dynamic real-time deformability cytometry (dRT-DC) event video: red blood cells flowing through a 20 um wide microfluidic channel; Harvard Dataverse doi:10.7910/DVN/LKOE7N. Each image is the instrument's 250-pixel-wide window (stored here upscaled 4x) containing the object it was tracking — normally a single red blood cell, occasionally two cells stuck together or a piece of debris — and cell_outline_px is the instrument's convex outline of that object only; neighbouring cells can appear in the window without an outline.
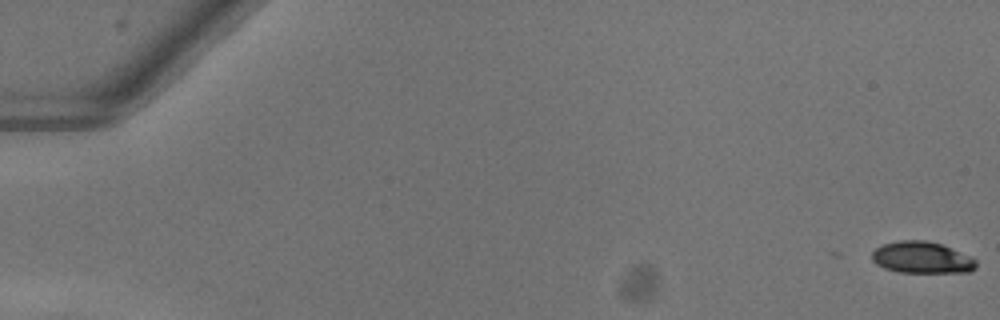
{"species": "common noctule bat (a hibernating species)", "species_latin": "Nyctalus noctula", "temperature_condition": "warm", "stored_images_in_passage": 12, "camera_frame_rate_fps": 3000, "um_per_image_px": 0.085, "animal": {"sex": "female"}, "frame": {"image": 1, "passage_image": 1, "time_ms": 0.0, "image_size_px": [1000, 320], "cell_outline_px": [[976, 268], [968, 272], [900, 272], [884, 268], [876, 264], [872, 260], [872, 252], [880, 244], [896, 240], [924, 240], [940, 244], [972, 256], [976, 260]], "centroid_in_image_um": [78.34, 21.88], "position_along_channel_um": 6.7, "area_um2": 19.31}}